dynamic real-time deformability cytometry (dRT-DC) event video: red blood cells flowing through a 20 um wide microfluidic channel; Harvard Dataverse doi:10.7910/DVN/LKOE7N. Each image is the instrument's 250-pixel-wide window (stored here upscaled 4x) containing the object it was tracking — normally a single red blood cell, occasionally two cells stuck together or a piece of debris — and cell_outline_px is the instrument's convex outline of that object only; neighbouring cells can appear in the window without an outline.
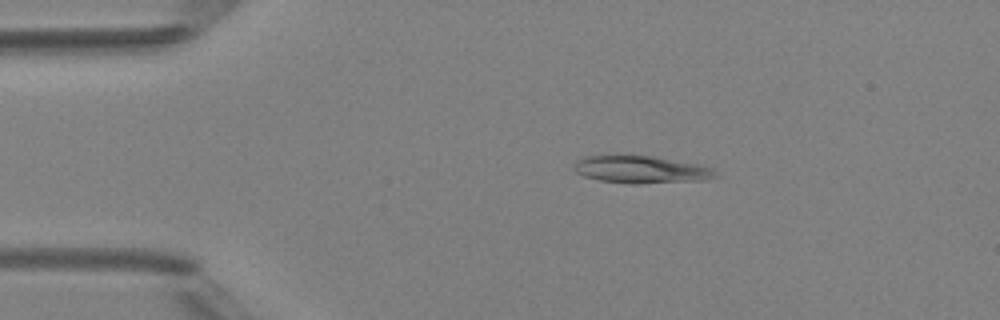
{"species": "Egyptian fruit bat (a non-hibernating species)", "species_latin": "Rousettus aegyptiacus", "temperature_condition": "room temperature", "stored_images_in_passage": 45, "camera_frame_rate_fps": 3000, "um_per_image_px": 0.085, "animal": {"sex": "female"}, "frame": {"image": 1, "passage_image": 6, "time_ms": 1.667, "image_size_px": [1000, 320], "cell_outline_px": [[720, 176], [704, 180], [640, 184], [632, 184], [600, 180], [584, 176], [576, 172], [572, 168], [572, 164], [576, 160], [584, 156], [612, 152], [652, 156], [700, 164], [712, 168]], "centroid_in_image_um": [54.42, 14.37], "position_along_channel_um": 30.6, "area_um2": 23.7}}
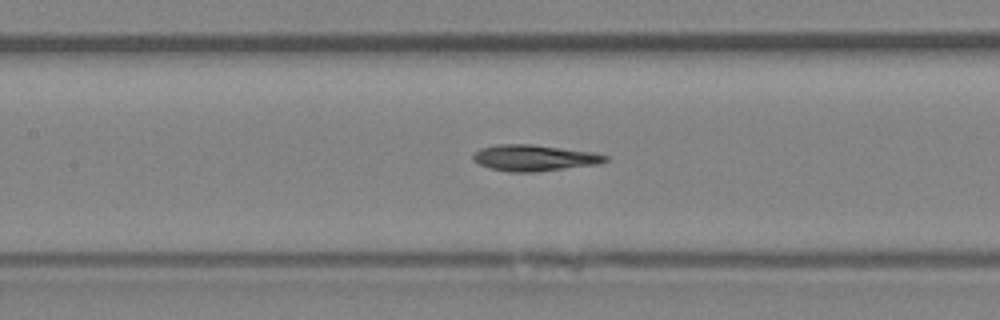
{"frame": {"image": 2, "passage_image": 19, "time_ms": 6.0, "image_size_px": [1000, 320], "cell_outline_px": [[608, 160], [600, 164], [536, 172], [508, 172], [492, 168], [480, 164], [472, 160], [472, 152], [480, 148], [496, 144], [532, 144], [596, 152], [608, 156]], "centroid_in_image_um": [45.42, 13.41], "position_along_channel_um": 162.0, "area_um2": 20.46}}
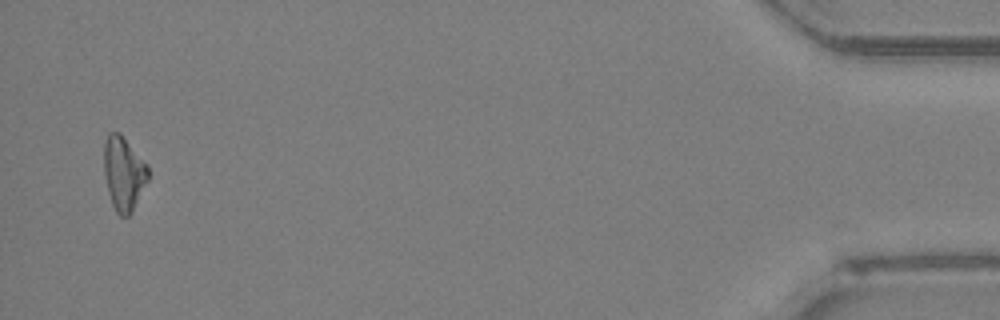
{"frame": {"image": 3, "passage_image": 44, "time_ms": 14.333, "image_size_px": [1000, 320], "cell_outline_px": [[148, 180], [132, 212], [128, 216], [120, 216], [116, 212], [112, 204], [108, 192], [104, 172], [104, 140], [108, 132], [120, 132], [148, 164]], "centroid_in_image_um": [10.51, 14.71], "position_along_channel_um": 424.7, "area_um2": 19.19}, "authors_computed_cell_mechanics": {"area_um2": 19.9988, "velocity_mm_per_s": 4.2151, "shape_relaxation_time_tau1_ms": 9.2448, "shape_relaxation_time_tau2_ms": 8.2343, "deformation_change_tau1": 0.2465, "deformation_change_tau2": 0.2017}}